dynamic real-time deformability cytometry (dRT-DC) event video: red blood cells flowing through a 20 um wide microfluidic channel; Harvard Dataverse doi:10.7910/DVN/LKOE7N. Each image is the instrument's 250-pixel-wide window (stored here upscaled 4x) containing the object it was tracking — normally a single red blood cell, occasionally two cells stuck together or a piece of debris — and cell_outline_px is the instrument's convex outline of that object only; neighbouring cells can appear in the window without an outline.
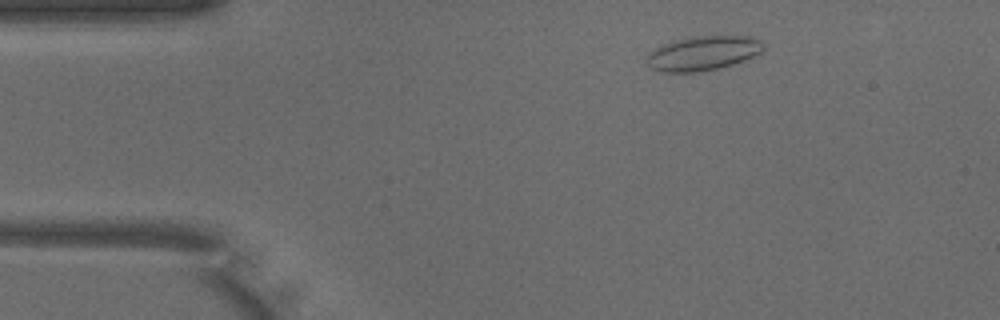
{"species": "common noctule bat (a hibernating species)", "species_latin": "Nyctalus noctula", "temperature_condition": "warm", "stored_images_in_passage": 47, "camera_frame_rate_fps": 3000, "um_per_image_px": 0.085, "animal": {"sex": "male", "body_mass_g": 18.8}, "frame": {"image": 1, "passage_image": 5, "time_ms": 1.333, "image_size_px": [1000, 320], "cell_outline_px": [[764, 48], [760, 52], [744, 60], [720, 68], [700, 72], [664, 72], [648, 68], [648, 52], [664, 44], [676, 40], [692, 36], [752, 36], [760, 40], [764, 44]], "centroid_in_image_um": [59.75, 4.53], "position_along_channel_um": 25.2, "area_um2": 23.35}}
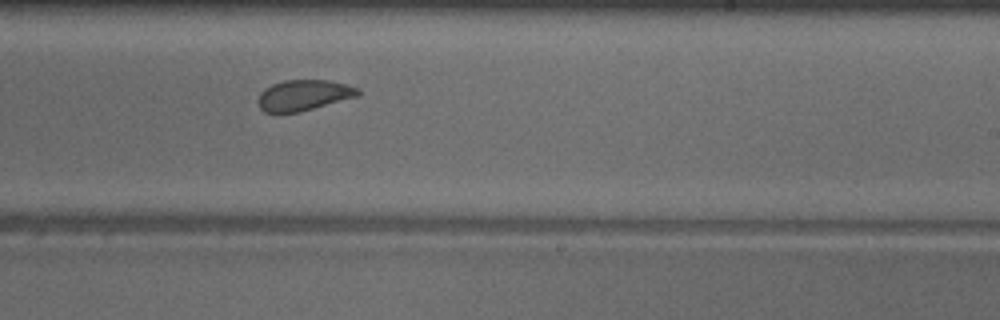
{"frame": {"image": 2, "passage_image": 27, "time_ms": 8.667, "image_size_px": [1000, 320], "cell_outline_px": [[360, 96], [300, 112], [264, 112], [260, 108], [256, 100], [260, 92], [264, 88], [272, 84], [284, 80], [328, 80], [344, 84], [356, 88], [360, 92]], "centroid_in_image_um": [25.78, 8.1], "position_along_channel_um": 263.2, "area_um2": 17.98}}
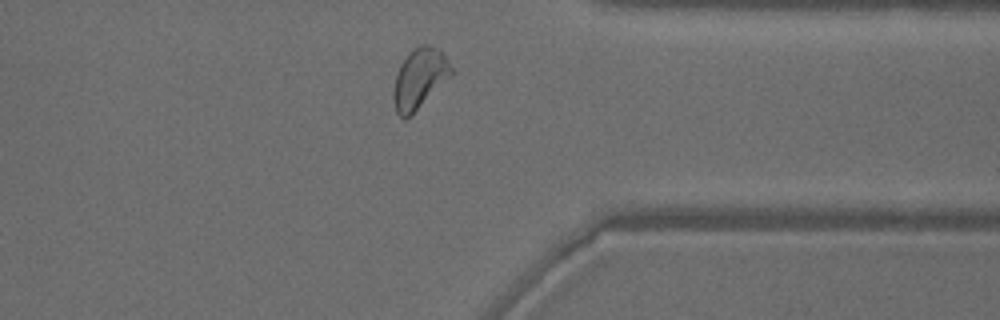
{"frame": {"image": 3, "passage_image": 36, "time_ms": 11.667, "image_size_px": [1000, 320], "cell_outline_px": [[456, 72], [452, 76], [404, 120], [396, 112], [392, 100], [392, 92], [396, 72], [400, 64], [408, 52], [412, 48], [420, 44], [428, 44], [436, 48], [444, 56]], "centroid_in_image_um": [35.63, 6.65], "position_along_channel_um": 375.8, "area_um2": 20.35}, "authors_computed_cell_mechanics": {"area_um2": 19.9988, "velocity_mm_per_s": 3.9886, "shape_relaxation_time_tau1_ms": 6.3734, "shape_relaxation_time_tau2_ms": 1.1703, "deformation_change_tau1": 0.1299, "deformation_change_tau2": 0.06}}